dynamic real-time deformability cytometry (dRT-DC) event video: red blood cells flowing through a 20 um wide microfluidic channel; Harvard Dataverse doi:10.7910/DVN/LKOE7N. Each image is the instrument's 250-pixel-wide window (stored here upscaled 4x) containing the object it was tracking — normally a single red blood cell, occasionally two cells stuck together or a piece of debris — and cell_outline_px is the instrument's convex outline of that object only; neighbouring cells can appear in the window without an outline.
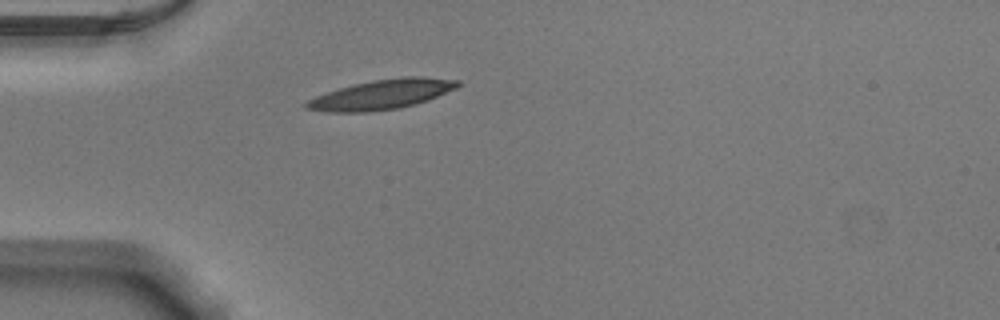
{"species": "Egyptian fruit bat (a non-hibernating species)", "species_latin": "Rousettus aegyptiacus", "temperature_condition": "warm", "stored_images_in_passage": 38, "camera_frame_rate_fps": 3000, "um_per_image_px": 0.085, "animal": {"sex": "male"}, "frame": {"image": 1, "passage_image": 1, "time_ms": 0.0, "image_size_px": [1000, 320], "cell_outline_px": [[460, 84], [456, 88], [428, 100], [396, 108], [368, 112], [328, 112], [304, 108], [304, 104], [308, 100], [316, 96], [352, 84], [372, 80], [404, 76], [424, 76], [460, 80]], "centroid_in_image_um": [32.45, 8.01], "position_along_channel_um": 52.5, "area_um2": 26.07}}
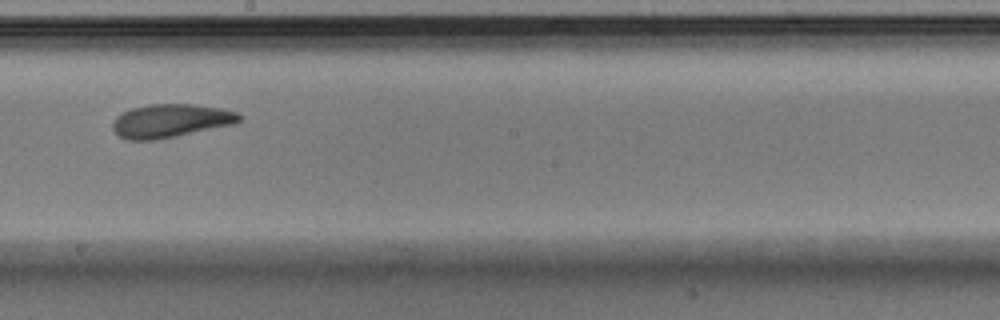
{"frame": {"image": 2, "passage_image": 16, "time_ms": 5.0, "image_size_px": [1000, 320], "cell_outline_px": [[244, 120], [236, 124], [160, 140], [128, 140], [120, 136], [112, 128], [112, 120], [120, 112], [132, 108], [148, 104], [196, 104], [220, 108], [236, 112], [244, 116]], "centroid_in_image_um": [14.54, 10.27], "position_along_channel_um": 233.7, "area_um2": 25.26}}
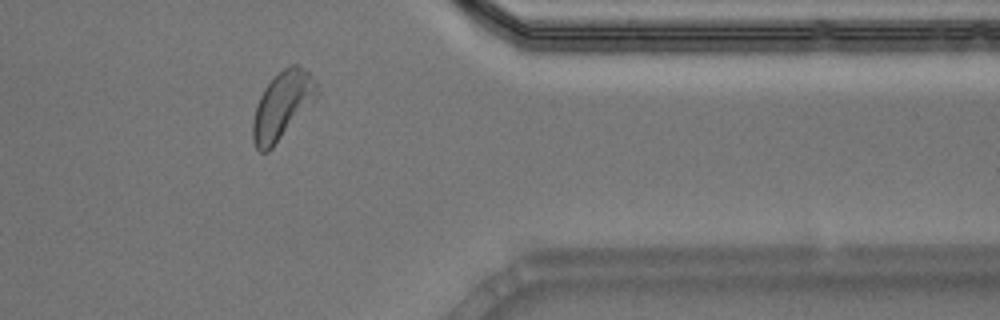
{"frame": {"image": 3, "passage_image": 29, "time_ms": 9.333, "image_size_px": [1000, 320], "cell_outline_px": [[320, 92], [316, 100], [272, 148], [268, 152], [260, 152], [256, 148], [252, 140], [252, 124], [256, 104], [264, 88], [284, 68], [292, 64], [296, 64], [308, 72], [316, 80], [320, 88]], "centroid_in_image_um": [24.01, 8.98], "position_along_channel_um": 387.4, "area_um2": 25.32}, "authors_computed_cell_mechanics": {"area_um2": 24.6806, "velocity_mm_per_s": 3.844, "shape_relaxation_time_tau1_ms": 3.0672, "shape_relaxation_time_tau2_ms": 1.3795, "deformation_change_tau1": 0.1476, "deformation_change_tau2": 0.0771}}